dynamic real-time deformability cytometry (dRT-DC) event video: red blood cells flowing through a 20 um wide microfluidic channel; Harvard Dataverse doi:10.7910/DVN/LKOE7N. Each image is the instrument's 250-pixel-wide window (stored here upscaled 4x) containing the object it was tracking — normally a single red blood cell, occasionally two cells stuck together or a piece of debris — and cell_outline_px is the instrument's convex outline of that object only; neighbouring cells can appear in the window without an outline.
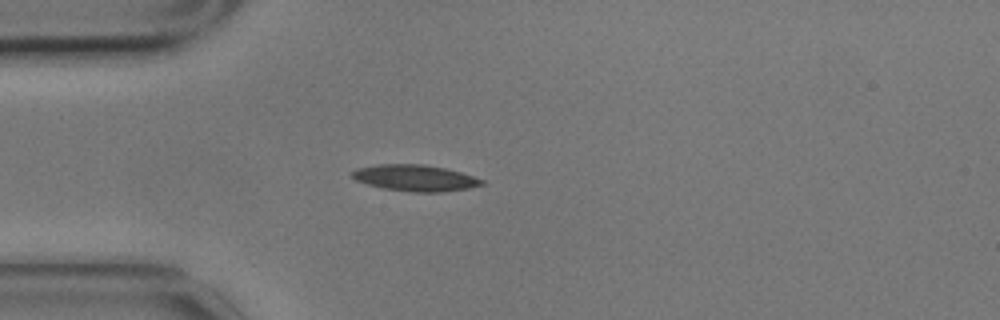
{"species": "common noctule bat (a hibernating species)", "species_latin": "Nyctalus noctula", "temperature_condition": "cold", "stored_images_in_passage": 1, "camera_frame_rate_fps": 3000, "um_per_image_px": 0.085, "animal": {"sex": "male", "body_mass_g": 17.9}, "frame": {"image": 1, "passage_image": 1, "time_ms": 0.0, "image_size_px": [1000, 320], "cell_outline_px": [[484, 184], [468, 188], [440, 192], [412, 192], [380, 188], [356, 180], [352, 176], [352, 172], [356, 168], [376, 164], [424, 164], [444, 168], [460, 172], [484, 180]], "centroid_in_image_um": [35.25, 15.12], "position_along_channel_um": 49.7, "area_um2": 19.83}}